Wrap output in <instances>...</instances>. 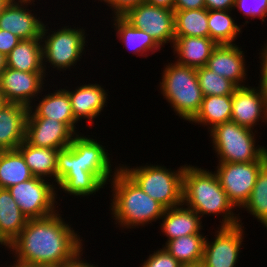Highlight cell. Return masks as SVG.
<instances>
[{"instance_id":"cell-1","label":"cell","mask_w":267,"mask_h":267,"mask_svg":"<svg viewBox=\"0 0 267 267\" xmlns=\"http://www.w3.org/2000/svg\"><path fill=\"white\" fill-rule=\"evenodd\" d=\"M84 135L77 134L67 148L57 153V199L60 197L59 191L76 198L94 196L107 187L120 168V164L117 166L115 161L112 162V153H108L104 143L96 136L93 139L90 135ZM112 163L116 164L115 168Z\"/></svg>"},{"instance_id":"cell-2","label":"cell","mask_w":267,"mask_h":267,"mask_svg":"<svg viewBox=\"0 0 267 267\" xmlns=\"http://www.w3.org/2000/svg\"><path fill=\"white\" fill-rule=\"evenodd\" d=\"M61 213L60 208L50 216L28 219L21 233L7 248L14 257L12 259L60 267L83 248L85 240Z\"/></svg>"},{"instance_id":"cell-3","label":"cell","mask_w":267,"mask_h":267,"mask_svg":"<svg viewBox=\"0 0 267 267\" xmlns=\"http://www.w3.org/2000/svg\"><path fill=\"white\" fill-rule=\"evenodd\" d=\"M182 204L194 210L202 220L210 215L221 217L218 227L244 224L240 212L236 214L239 209L229 200L216 173L203 167L186 164L183 173Z\"/></svg>"},{"instance_id":"cell-4","label":"cell","mask_w":267,"mask_h":267,"mask_svg":"<svg viewBox=\"0 0 267 267\" xmlns=\"http://www.w3.org/2000/svg\"><path fill=\"white\" fill-rule=\"evenodd\" d=\"M112 194L109 211L119 230L145 228L159 221L165 207L147 195L121 168L109 181Z\"/></svg>"},{"instance_id":"cell-5","label":"cell","mask_w":267,"mask_h":267,"mask_svg":"<svg viewBox=\"0 0 267 267\" xmlns=\"http://www.w3.org/2000/svg\"><path fill=\"white\" fill-rule=\"evenodd\" d=\"M164 64L159 90L178 118L190 122L199 112L204 98L197 69L176 62Z\"/></svg>"},{"instance_id":"cell-6","label":"cell","mask_w":267,"mask_h":267,"mask_svg":"<svg viewBox=\"0 0 267 267\" xmlns=\"http://www.w3.org/2000/svg\"><path fill=\"white\" fill-rule=\"evenodd\" d=\"M48 24L44 23L41 35L43 69L47 77L50 66L59 72L76 69L77 62L86 54L89 35L81 26L72 28L71 25L65 24L56 30L55 27L49 28Z\"/></svg>"},{"instance_id":"cell-7","label":"cell","mask_w":267,"mask_h":267,"mask_svg":"<svg viewBox=\"0 0 267 267\" xmlns=\"http://www.w3.org/2000/svg\"><path fill=\"white\" fill-rule=\"evenodd\" d=\"M257 129L252 130L230 120L209 130V141L212 143L217 161L228 163L267 161L266 146L256 144L260 133Z\"/></svg>"},{"instance_id":"cell-8","label":"cell","mask_w":267,"mask_h":267,"mask_svg":"<svg viewBox=\"0 0 267 267\" xmlns=\"http://www.w3.org/2000/svg\"><path fill=\"white\" fill-rule=\"evenodd\" d=\"M186 164L171 170L164 164H121L120 168L152 199L166 209L182 205L183 173Z\"/></svg>"},{"instance_id":"cell-9","label":"cell","mask_w":267,"mask_h":267,"mask_svg":"<svg viewBox=\"0 0 267 267\" xmlns=\"http://www.w3.org/2000/svg\"><path fill=\"white\" fill-rule=\"evenodd\" d=\"M8 190L28 219L44 218L59 209L60 198L56 201V185L47 179L33 177L9 187Z\"/></svg>"},{"instance_id":"cell-10","label":"cell","mask_w":267,"mask_h":267,"mask_svg":"<svg viewBox=\"0 0 267 267\" xmlns=\"http://www.w3.org/2000/svg\"><path fill=\"white\" fill-rule=\"evenodd\" d=\"M215 173L229 200L238 209L248 201L257 176L267 161L217 162Z\"/></svg>"},{"instance_id":"cell-11","label":"cell","mask_w":267,"mask_h":267,"mask_svg":"<svg viewBox=\"0 0 267 267\" xmlns=\"http://www.w3.org/2000/svg\"><path fill=\"white\" fill-rule=\"evenodd\" d=\"M245 225L233 227H216L214 238L206 235L204 243L202 267H236L243 241L245 239ZM213 240V241H212Z\"/></svg>"},{"instance_id":"cell-12","label":"cell","mask_w":267,"mask_h":267,"mask_svg":"<svg viewBox=\"0 0 267 267\" xmlns=\"http://www.w3.org/2000/svg\"><path fill=\"white\" fill-rule=\"evenodd\" d=\"M123 17L136 29L149 34L162 49L168 43L172 48L175 41L173 10L143 2L129 9Z\"/></svg>"},{"instance_id":"cell-13","label":"cell","mask_w":267,"mask_h":267,"mask_svg":"<svg viewBox=\"0 0 267 267\" xmlns=\"http://www.w3.org/2000/svg\"><path fill=\"white\" fill-rule=\"evenodd\" d=\"M45 78V72H23L6 67L0 73V89L8 103H18L29 108L47 87Z\"/></svg>"},{"instance_id":"cell-14","label":"cell","mask_w":267,"mask_h":267,"mask_svg":"<svg viewBox=\"0 0 267 267\" xmlns=\"http://www.w3.org/2000/svg\"><path fill=\"white\" fill-rule=\"evenodd\" d=\"M75 136L65 123L51 118H39L29 108L25 141L31 146L61 150L67 148Z\"/></svg>"},{"instance_id":"cell-15","label":"cell","mask_w":267,"mask_h":267,"mask_svg":"<svg viewBox=\"0 0 267 267\" xmlns=\"http://www.w3.org/2000/svg\"><path fill=\"white\" fill-rule=\"evenodd\" d=\"M231 121L252 130L260 121L267 125V92L259 86L238 87L232 94Z\"/></svg>"},{"instance_id":"cell-16","label":"cell","mask_w":267,"mask_h":267,"mask_svg":"<svg viewBox=\"0 0 267 267\" xmlns=\"http://www.w3.org/2000/svg\"><path fill=\"white\" fill-rule=\"evenodd\" d=\"M34 2L37 0H12L0 14V29L11 32L21 40L41 38L45 22L31 8L36 5Z\"/></svg>"},{"instance_id":"cell-17","label":"cell","mask_w":267,"mask_h":267,"mask_svg":"<svg viewBox=\"0 0 267 267\" xmlns=\"http://www.w3.org/2000/svg\"><path fill=\"white\" fill-rule=\"evenodd\" d=\"M96 83H79L78 86L70 88L64 86L68 92L70 103L72 106V112L75 120L82 123V119L87 121L86 127L93 126L96 118L102 114L104 107L107 105L109 100L108 90L104 89L100 82ZM67 88V89H66ZM69 88V89H68ZM74 89V90H73ZM93 124V125H92Z\"/></svg>"},{"instance_id":"cell-18","label":"cell","mask_w":267,"mask_h":267,"mask_svg":"<svg viewBox=\"0 0 267 267\" xmlns=\"http://www.w3.org/2000/svg\"><path fill=\"white\" fill-rule=\"evenodd\" d=\"M237 44H220L213 50L206 67L219 76L228 78L238 87L248 86L245 51ZM247 83V84H246Z\"/></svg>"},{"instance_id":"cell-19","label":"cell","mask_w":267,"mask_h":267,"mask_svg":"<svg viewBox=\"0 0 267 267\" xmlns=\"http://www.w3.org/2000/svg\"><path fill=\"white\" fill-rule=\"evenodd\" d=\"M56 85V90L44 94L43 91H47L44 87L41 94L36 98L34 105L29 108L39 117V118H51L62 123H65L76 135L79 133L78 122L75 120L68 92L65 88H59ZM38 99V100H37ZM38 101L39 103H36Z\"/></svg>"},{"instance_id":"cell-20","label":"cell","mask_w":267,"mask_h":267,"mask_svg":"<svg viewBox=\"0 0 267 267\" xmlns=\"http://www.w3.org/2000/svg\"><path fill=\"white\" fill-rule=\"evenodd\" d=\"M29 108L8 103L0 110V151L15 150L25 140Z\"/></svg>"},{"instance_id":"cell-21","label":"cell","mask_w":267,"mask_h":267,"mask_svg":"<svg viewBox=\"0 0 267 267\" xmlns=\"http://www.w3.org/2000/svg\"><path fill=\"white\" fill-rule=\"evenodd\" d=\"M160 224V230L167 238L165 243L170 240L177 239L181 236H188L191 234H203L202 219L192 209L185 205L165 209Z\"/></svg>"},{"instance_id":"cell-22","label":"cell","mask_w":267,"mask_h":267,"mask_svg":"<svg viewBox=\"0 0 267 267\" xmlns=\"http://www.w3.org/2000/svg\"><path fill=\"white\" fill-rule=\"evenodd\" d=\"M217 43L210 37H175L172 46L174 60L177 64L200 68L207 65Z\"/></svg>"},{"instance_id":"cell-23","label":"cell","mask_w":267,"mask_h":267,"mask_svg":"<svg viewBox=\"0 0 267 267\" xmlns=\"http://www.w3.org/2000/svg\"><path fill=\"white\" fill-rule=\"evenodd\" d=\"M111 21L114 28L115 37L122 42L129 52L131 51L137 57L147 58L161 51L162 47L144 30L136 29L123 16H112Z\"/></svg>"},{"instance_id":"cell-24","label":"cell","mask_w":267,"mask_h":267,"mask_svg":"<svg viewBox=\"0 0 267 267\" xmlns=\"http://www.w3.org/2000/svg\"><path fill=\"white\" fill-rule=\"evenodd\" d=\"M34 177L47 179L56 185L57 153L54 148L31 146L25 140L17 147Z\"/></svg>"},{"instance_id":"cell-25","label":"cell","mask_w":267,"mask_h":267,"mask_svg":"<svg viewBox=\"0 0 267 267\" xmlns=\"http://www.w3.org/2000/svg\"><path fill=\"white\" fill-rule=\"evenodd\" d=\"M27 220L10 191L0 188V239L7 247L21 233Z\"/></svg>"},{"instance_id":"cell-26","label":"cell","mask_w":267,"mask_h":267,"mask_svg":"<svg viewBox=\"0 0 267 267\" xmlns=\"http://www.w3.org/2000/svg\"><path fill=\"white\" fill-rule=\"evenodd\" d=\"M6 67L23 72H45L41 38L20 40L6 56Z\"/></svg>"},{"instance_id":"cell-27","label":"cell","mask_w":267,"mask_h":267,"mask_svg":"<svg viewBox=\"0 0 267 267\" xmlns=\"http://www.w3.org/2000/svg\"><path fill=\"white\" fill-rule=\"evenodd\" d=\"M232 114V95H211L205 96L199 112L189 122L197 124L211 130L216 125L231 120Z\"/></svg>"},{"instance_id":"cell-28","label":"cell","mask_w":267,"mask_h":267,"mask_svg":"<svg viewBox=\"0 0 267 267\" xmlns=\"http://www.w3.org/2000/svg\"><path fill=\"white\" fill-rule=\"evenodd\" d=\"M205 234H191L167 241L162 246L183 266H199L203 260Z\"/></svg>"},{"instance_id":"cell-29","label":"cell","mask_w":267,"mask_h":267,"mask_svg":"<svg viewBox=\"0 0 267 267\" xmlns=\"http://www.w3.org/2000/svg\"><path fill=\"white\" fill-rule=\"evenodd\" d=\"M233 10L208 11L209 37L218 45L236 44L237 37L242 34V24H237L233 17Z\"/></svg>"},{"instance_id":"cell-30","label":"cell","mask_w":267,"mask_h":267,"mask_svg":"<svg viewBox=\"0 0 267 267\" xmlns=\"http://www.w3.org/2000/svg\"><path fill=\"white\" fill-rule=\"evenodd\" d=\"M33 177L29 166L17 149L0 151V188L8 189Z\"/></svg>"},{"instance_id":"cell-31","label":"cell","mask_w":267,"mask_h":267,"mask_svg":"<svg viewBox=\"0 0 267 267\" xmlns=\"http://www.w3.org/2000/svg\"><path fill=\"white\" fill-rule=\"evenodd\" d=\"M175 37H209L208 10L174 11Z\"/></svg>"},{"instance_id":"cell-32","label":"cell","mask_w":267,"mask_h":267,"mask_svg":"<svg viewBox=\"0 0 267 267\" xmlns=\"http://www.w3.org/2000/svg\"><path fill=\"white\" fill-rule=\"evenodd\" d=\"M241 210L247 211L267 230V163L259 172L251 195Z\"/></svg>"},{"instance_id":"cell-33","label":"cell","mask_w":267,"mask_h":267,"mask_svg":"<svg viewBox=\"0 0 267 267\" xmlns=\"http://www.w3.org/2000/svg\"><path fill=\"white\" fill-rule=\"evenodd\" d=\"M197 77L203 96L232 95L238 86L228 78L219 76L206 66L197 68Z\"/></svg>"},{"instance_id":"cell-34","label":"cell","mask_w":267,"mask_h":267,"mask_svg":"<svg viewBox=\"0 0 267 267\" xmlns=\"http://www.w3.org/2000/svg\"><path fill=\"white\" fill-rule=\"evenodd\" d=\"M240 12L247 20L243 23V27L250 23L248 19H261V22H266L267 18V0H235L233 11Z\"/></svg>"},{"instance_id":"cell-35","label":"cell","mask_w":267,"mask_h":267,"mask_svg":"<svg viewBox=\"0 0 267 267\" xmlns=\"http://www.w3.org/2000/svg\"><path fill=\"white\" fill-rule=\"evenodd\" d=\"M150 252L141 267H184L163 246Z\"/></svg>"},{"instance_id":"cell-36","label":"cell","mask_w":267,"mask_h":267,"mask_svg":"<svg viewBox=\"0 0 267 267\" xmlns=\"http://www.w3.org/2000/svg\"><path fill=\"white\" fill-rule=\"evenodd\" d=\"M97 1V0H95ZM104 2L103 4L110 7V16H123L129 9L137 6L140 3L145 2V0H98V3Z\"/></svg>"},{"instance_id":"cell-37","label":"cell","mask_w":267,"mask_h":267,"mask_svg":"<svg viewBox=\"0 0 267 267\" xmlns=\"http://www.w3.org/2000/svg\"><path fill=\"white\" fill-rule=\"evenodd\" d=\"M20 40L11 32L0 29V53L6 57Z\"/></svg>"},{"instance_id":"cell-38","label":"cell","mask_w":267,"mask_h":267,"mask_svg":"<svg viewBox=\"0 0 267 267\" xmlns=\"http://www.w3.org/2000/svg\"><path fill=\"white\" fill-rule=\"evenodd\" d=\"M259 84L258 86L261 87L265 92H267V40L264 43V45L261 46L260 52H259Z\"/></svg>"},{"instance_id":"cell-39","label":"cell","mask_w":267,"mask_h":267,"mask_svg":"<svg viewBox=\"0 0 267 267\" xmlns=\"http://www.w3.org/2000/svg\"><path fill=\"white\" fill-rule=\"evenodd\" d=\"M85 245L83 248H81L71 259L67 260L62 266L60 267H99L98 264L95 265L93 263L87 262L88 260L82 258L84 254V249Z\"/></svg>"},{"instance_id":"cell-40","label":"cell","mask_w":267,"mask_h":267,"mask_svg":"<svg viewBox=\"0 0 267 267\" xmlns=\"http://www.w3.org/2000/svg\"><path fill=\"white\" fill-rule=\"evenodd\" d=\"M205 8V0H175L174 11Z\"/></svg>"},{"instance_id":"cell-41","label":"cell","mask_w":267,"mask_h":267,"mask_svg":"<svg viewBox=\"0 0 267 267\" xmlns=\"http://www.w3.org/2000/svg\"><path fill=\"white\" fill-rule=\"evenodd\" d=\"M235 0H205V9L210 10H233Z\"/></svg>"},{"instance_id":"cell-42","label":"cell","mask_w":267,"mask_h":267,"mask_svg":"<svg viewBox=\"0 0 267 267\" xmlns=\"http://www.w3.org/2000/svg\"><path fill=\"white\" fill-rule=\"evenodd\" d=\"M146 3L174 11L175 0H145Z\"/></svg>"},{"instance_id":"cell-43","label":"cell","mask_w":267,"mask_h":267,"mask_svg":"<svg viewBox=\"0 0 267 267\" xmlns=\"http://www.w3.org/2000/svg\"><path fill=\"white\" fill-rule=\"evenodd\" d=\"M7 264L8 262L5 263L3 267L5 266L6 267H50V266H43V265L27 264V263H23L15 259H13V262H10V265L7 266Z\"/></svg>"},{"instance_id":"cell-44","label":"cell","mask_w":267,"mask_h":267,"mask_svg":"<svg viewBox=\"0 0 267 267\" xmlns=\"http://www.w3.org/2000/svg\"><path fill=\"white\" fill-rule=\"evenodd\" d=\"M6 68V57L0 53V73Z\"/></svg>"},{"instance_id":"cell-45","label":"cell","mask_w":267,"mask_h":267,"mask_svg":"<svg viewBox=\"0 0 267 267\" xmlns=\"http://www.w3.org/2000/svg\"><path fill=\"white\" fill-rule=\"evenodd\" d=\"M8 104V102L5 99V96L3 94V92L0 89V110L6 105Z\"/></svg>"},{"instance_id":"cell-46","label":"cell","mask_w":267,"mask_h":267,"mask_svg":"<svg viewBox=\"0 0 267 267\" xmlns=\"http://www.w3.org/2000/svg\"><path fill=\"white\" fill-rule=\"evenodd\" d=\"M12 0H0V14L3 12L4 8L11 2Z\"/></svg>"},{"instance_id":"cell-47","label":"cell","mask_w":267,"mask_h":267,"mask_svg":"<svg viewBox=\"0 0 267 267\" xmlns=\"http://www.w3.org/2000/svg\"><path fill=\"white\" fill-rule=\"evenodd\" d=\"M0 245H2V246H4L5 247V250H6V248H8L4 243H3V241L0 239ZM2 246H0V247H2Z\"/></svg>"},{"instance_id":"cell-48","label":"cell","mask_w":267,"mask_h":267,"mask_svg":"<svg viewBox=\"0 0 267 267\" xmlns=\"http://www.w3.org/2000/svg\"><path fill=\"white\" fill-rule=\"evenodd\" d=\"M184 267H202V266L199 265V266H184Z\"/></svg>"}]
</instances>
